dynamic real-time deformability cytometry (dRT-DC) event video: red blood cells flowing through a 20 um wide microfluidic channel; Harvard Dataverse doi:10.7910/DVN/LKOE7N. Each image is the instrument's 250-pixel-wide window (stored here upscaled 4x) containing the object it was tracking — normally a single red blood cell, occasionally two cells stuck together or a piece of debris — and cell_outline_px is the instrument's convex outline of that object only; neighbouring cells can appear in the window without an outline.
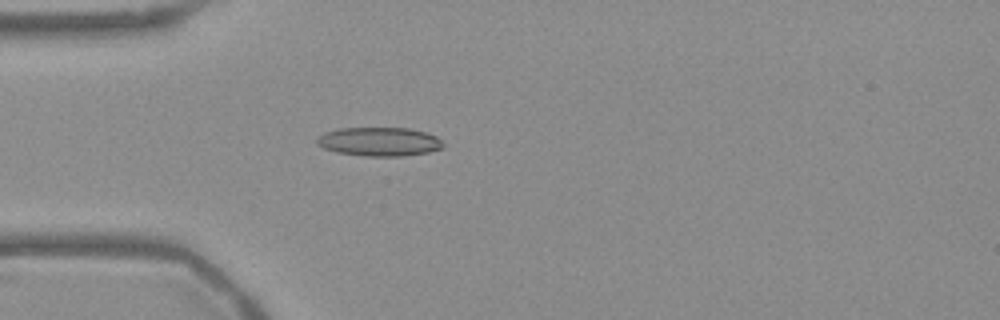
{"species": "Egyptian fruit bat (a non-hibernating species)", "species_latin": "Rousettus aegyptiacus", "temperature_condition": "warm", "stored_images_in_passage": 43, "camera_frame_rate_fps": 3000, "um_per_image_px": 0.085, "frame": {"image": 1, "passage_image": 5, "time_ms": 1.333, "image_size_px": [1000, 320], "cell_outline_px": [[444, 148], [428, 152], [404, 156], [368, 156], [336, 152], [324, 148], [316, 144], [316, 136], [324, 132], [340, 128], [408, 128], [424, 132], [436, 136], [444, 144]], "centroid_in_image_um": [32.22, 12.04], "position_along_channel_um": 52.8, "area_um2": 21.27}}
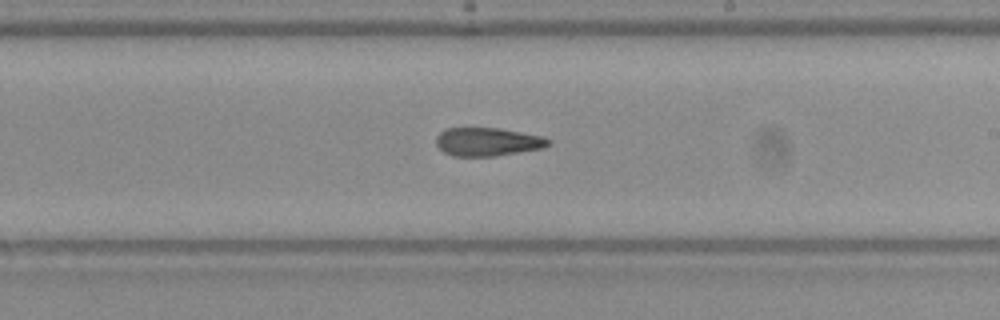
{"frame": {"image": 2, "passage_image": 21, "time_ms": 6.667, "image_size_px": [1000, 320], "cell_outline_px": [[552, 144], [544, 148], [492, 156], [452, 156], [444, 152], [436, 144], [436, 136], [444, 128], [500, 128], [544, 136], [552, 140]], "centroid_in_image_um": [41.48, 12.04], "position_along_channel_um": 247.5, "area_um2": 18.73}}
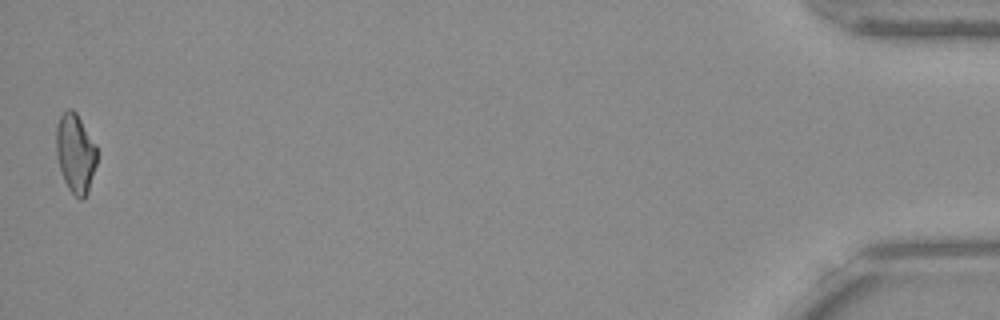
{"frame": {"image": 3, "passage_image": 43, "time_ms": 14.0, "image_size_px": [1000, 320], "cell_outline_px": [[96, 164], [88, 192], [84, 200], [80, 200], [68, 188], [64, 180], [56, 156], [56, 124], [60, 116], [68, 108], [72, 108], [76, 112], [96, 144]], "centroid_in_image_um": [6.4, 13.01], "position_along_channel_um": 428.8, "area_um2": 18.84}, "authors_computed_cell_mechanics": {"area_um2": 19.1896, "velocity_mm_per_s": 3.7834, "shape_relaxation_time_tau1_ms": null, "shape_relaxation_time_tau2_ms": 4.247, "deformation_change_tau1": null, "deformation_change_tau2": 0.1456}}